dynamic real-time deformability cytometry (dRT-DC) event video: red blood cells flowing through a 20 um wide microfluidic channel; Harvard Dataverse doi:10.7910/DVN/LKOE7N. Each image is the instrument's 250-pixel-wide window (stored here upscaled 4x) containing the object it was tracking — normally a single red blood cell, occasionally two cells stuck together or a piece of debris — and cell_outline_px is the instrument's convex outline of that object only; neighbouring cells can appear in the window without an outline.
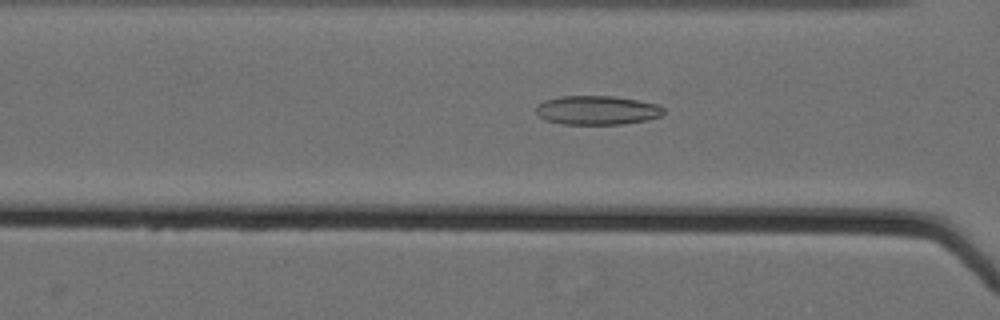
{"species": "Egyptian fruit bat (a non-hibernating species)", "species_latin": "Rousettus aegyptiacus", "temperature_condition": "cold", "stored_images_in_passage": 59, "camera_frame_rate_fps": 3000, "um_per_image_px": 0.085, "animal": {"sex": "female"}, "frame": {"image": 1, "passage_image": 27, "time_ms": 8.667, "image_size_px": [1000, 320], "cell_outline_px": [[664, 112], [660, 116], [648, 120], [620, 124], [564, 124], [544, 120], [536, 112], [536, 108], [544, 100], [560, 96], [612, 96], [660, 104], [664, 108]], "centroid_in_image_um": [50.77, 9.37], "position_along_channel_um": 115.8, "area_um2": 21.56}}
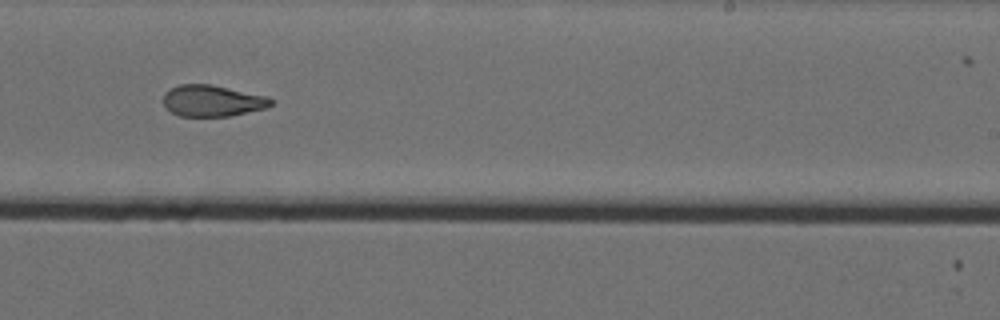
{"frame": {"image": 2, "passage_image": 40, "time_ms": 13.0, "image_size_px": [1000, 320], "cell_outline_px": [[276, 100], [268, 108], [228, 116], [180, 116], [164, 108], [164, 92], [180, 84], [212, 84], [268, 96]], "centroid_in_image_um": [18.09, 8.56], "position_along_channel_um": 270.9, "area_um2": 19.88}}
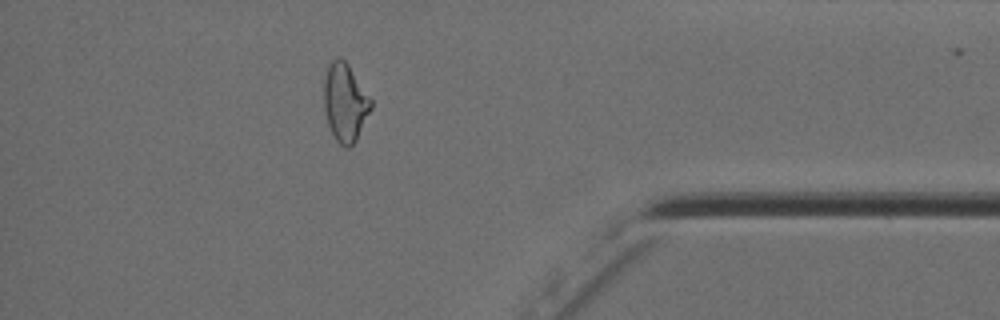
{"frame": {"image": 3, "passage_image": 53, "time_ms": 17.333, "image_size_px": [1000, 320], "cell_outline_px": [[372, 108], [356, 140], [348, 148], [344, 148], [336, 140], [328, 124], [324, 108], [324, 80], [328, 64], [336, 56], [340, 56], [348, 64], [372, 100]], "centroid_in_image_um": [29.33, 8.69], "position_along_channel_um": 405.9, "area_um2": 21.39}, "authors_computed_cell_mechanics": {"area_um2": 22.1952, "velocity_mm_per_s": 3.5702, "shape_relaxation_time_tau1_ms": 9.1626, "shape_relaxation_time_tau2_ms": 2.642, "deformation_change_tau1": 0.211, "deformation_change_tau2": 0.0865}}